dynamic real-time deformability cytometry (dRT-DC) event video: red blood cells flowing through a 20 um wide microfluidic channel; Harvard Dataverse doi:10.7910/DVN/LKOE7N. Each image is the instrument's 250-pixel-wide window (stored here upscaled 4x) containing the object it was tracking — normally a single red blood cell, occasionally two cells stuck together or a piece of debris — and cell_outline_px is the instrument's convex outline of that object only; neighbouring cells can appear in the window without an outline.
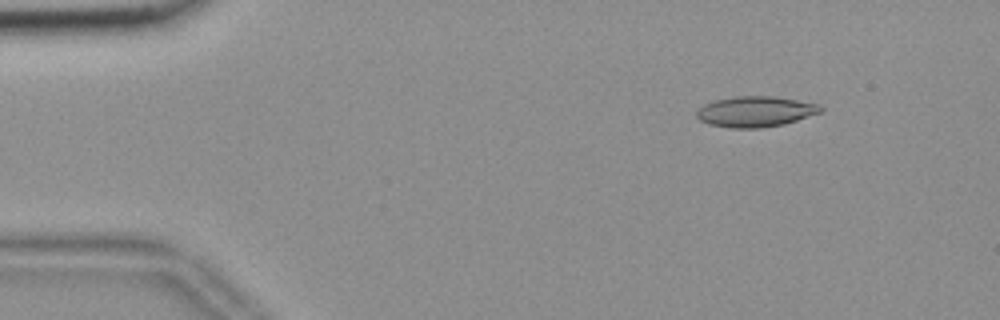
{"species": "common noctule bat (a hibernating species)", "species_latin": "Nyctalus noctula", "temperature_condition": "room temperature", "stored_images_in_passage": 15, "camera_frame_rate_fps": 3000, "um_per_image_px": 0.085, "animal": {"sex": "female", "body_mass_g": 18.4}, "frame": {"image": 1, "passage_image": 7, "time_ms": 2.0, "image_size_px": [1000, 320], "cell_outline_px": [[824, 108], [820, 112], [784, 124], [760, 128], [732, 128], [708, 124], [700, 120], [696, 116], [696, 112], [704, 104], [716, 100], [732, 96], [776, 96], [820, 104]], "centroid_in_image_um": [64.21, 9.48], "position_along_channel_um": 20.8, "area_um2": 22.14}}